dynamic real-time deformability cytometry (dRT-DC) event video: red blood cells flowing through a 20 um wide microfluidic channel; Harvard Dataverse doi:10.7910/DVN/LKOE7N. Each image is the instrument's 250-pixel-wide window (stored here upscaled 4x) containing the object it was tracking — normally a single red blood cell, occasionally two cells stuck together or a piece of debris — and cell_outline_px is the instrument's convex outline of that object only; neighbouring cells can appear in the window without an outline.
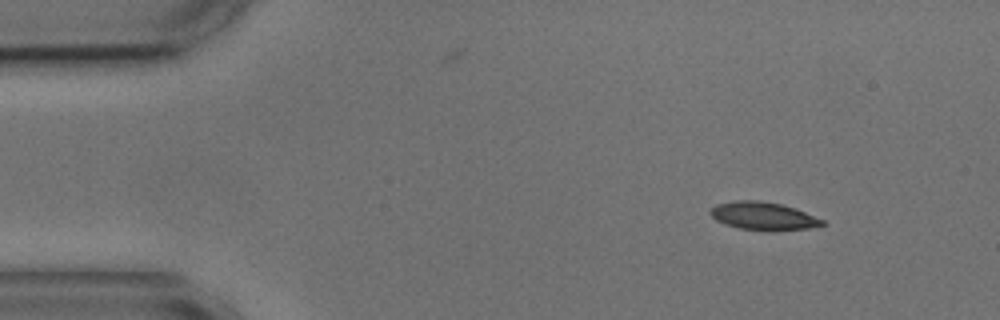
{"species": "common noctule bat (a hibernating species)", "species_latin": "Nyctalus noctula", "temperature_condition": "cold", "stored_images_in_passage": 4, "segment_of_instrument_passage": [1, 2], "camera_frame_rate_fps": 3000, "um_per_image_px": 0.085, "animal": {"sex": "male", "body_mass_g": 17.9, "forearm_length_mm": 54.2}, "frame": {"image": 1, "passage_image": 1, "time_ms": 0.0, "image_size_px": [1000, 320], "cell_outline_px": [[828, 224], [808, 228], [768, 232], [740, 228], [724, 224], [716, 220], [708, 212], [716, 204], [736, 200], [760, 200], [780, 204], [804, 212], [824, 220]], "centroid_in_image_um": [64.86, 18.38], "position_along_channel_um": 20.1, "area_um2": 18.32}}
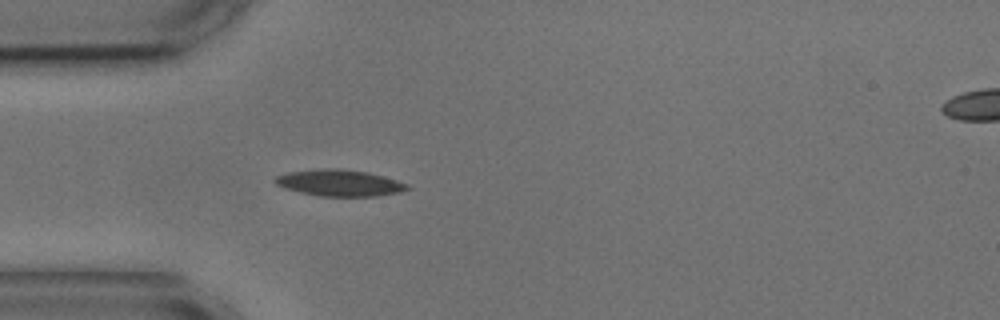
{"frame": {"image": 2, "passage_image": 3, "time_ms": 3.0, "image_size_px": [1000, 320], "cell_outline_px": [[412, 188], [400, 192], [376, 196], [320, 196], [300, 192], [284, 188], [276, 184], [272, 180], [276, 176], [288, 172], [324, 168], [340, 168], [368, 172], [384, 176], [408, 184]], "centroid_in_image_um": [28.86, 15.54], "position_along_channel_um": 56.1, "area_um2": 20.46}}